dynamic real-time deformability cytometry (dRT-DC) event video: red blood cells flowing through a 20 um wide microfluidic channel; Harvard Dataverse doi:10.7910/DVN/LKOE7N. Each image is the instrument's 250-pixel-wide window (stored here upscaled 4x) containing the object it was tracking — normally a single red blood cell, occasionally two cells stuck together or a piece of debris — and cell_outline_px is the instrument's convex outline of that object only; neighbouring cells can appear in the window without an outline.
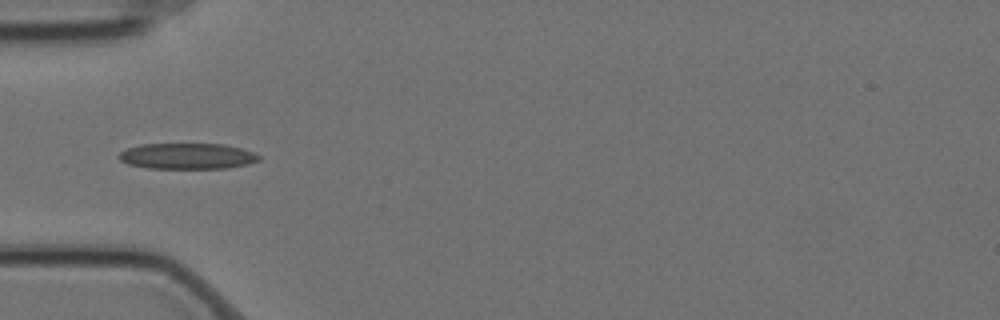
{"species": "Egyptian fruit bat (a non-hibernating species)", "species_latin": "Rousettus aegyptiacus", "temperature_condition": "cold", "stored_images_in_passage": 5, "camera_frame_rate_fps": 3000, "um_per_image_px": 0.085, "animal": {"sex": "female"}, "frame": {"image": 1, "passage_image": 1, "time_ms": 0.0, "image_size_px": [1000, 320], "cell_outline_px": [[260, 160], [248, 164], [228, 168], [148, 168], [128, 164], [120, 160], [116, 156], [120, 152], [128, 148], [144, 144], [224, 144], [240, 148], [252, 152], [260, 156]], "centroid_in_image_um": [15.91, 13.27], "position_along_channel_um": 69.1, "area_um2": 21.04}}
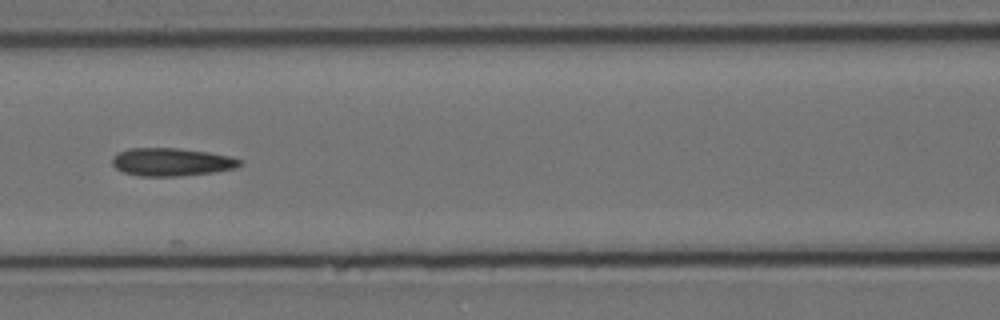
{"frame": {"image": 2, "passage_image": 3, "time_ms": 0.667, "image_size_px": [1000, 320], "cell_outline_px": [[244, 160], [236, 168], [216, 172], [180, 176], [140, 176], [124, 172], [116, 168], [112, 164], [112, 156], [116, 152], [128, 148], [180, 148], [208, 152], [228, 156]], "centroid_in_image_um": [14.56, 13.76], "position_along_channel_um": 152.0, "area_um2": 20.98}}
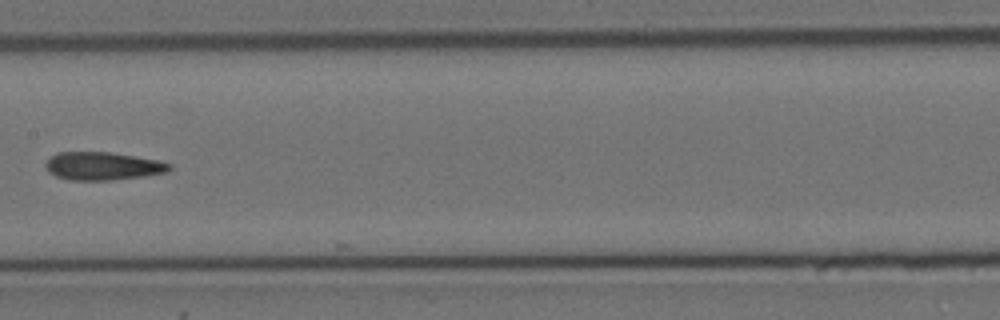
{"frame": {"image": 3, "passage_image": 4, "time_ms": 1.0, "image_size_px": [1000, 320], "cell_outline_px": [[172, 168], [168, 172], [144, 176], [112, 180], [68, 180], [56, 176], [48, 172], [44, 164], [56, 152], [108, 152], [156, 160], [172, 164]], "centroid_in_image_um": [8.72, 14.12], "position_along_channel_um": 198.7, "area_um2": 20.17}}